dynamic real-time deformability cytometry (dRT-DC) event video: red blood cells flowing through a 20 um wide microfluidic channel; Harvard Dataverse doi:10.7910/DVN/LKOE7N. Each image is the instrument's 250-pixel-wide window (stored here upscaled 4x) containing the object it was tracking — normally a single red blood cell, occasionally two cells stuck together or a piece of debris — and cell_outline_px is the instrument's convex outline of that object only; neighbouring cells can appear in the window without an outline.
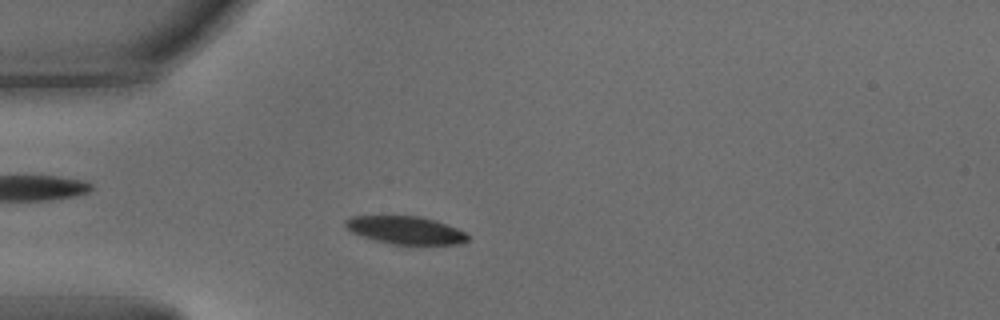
{"species": "common noctule bat (a hibernating species)", "species_latin": "Nyctalus noctula", "temperature_condition": "warm", "stored_images_in_passage": 28, "camera_frame_rate_fps": 3000, "um_per_image_px": 0.085, "animal": {"sex": "male", "body_mass_g": 15.6}, "frame": {"image": 1, "passage_image": 9, "time_ms": 2.667, "image_size_px": [1000, 320], "cell_outline_px": [[468, 240], [460, 244], [392, 244], [360, 236], [344, 228], [344, 220], [352, 216], [416, 216], [436, 220], [456, 228], [464, 232], [468, 236]], "centroid_in_image_um": [34.42, 19.56], "position_along_channel_um": 50.6, "area_um2": 19.77}}
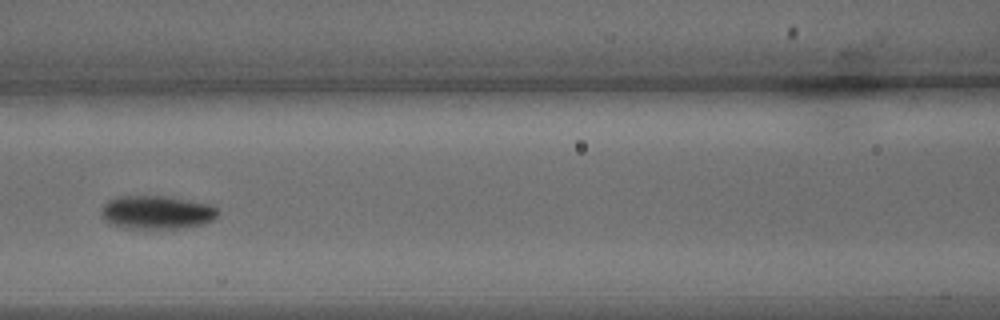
{"frame": {"image": 2, "passage_image": 18, "time_ms": 5.667, "image_size_px": [1000, 320], "cell_outline_px": [[220, 212], [212, 220], [204, 224], [184, 228], [124, 228], [108, 224], [100, 216], [100, 208], [108, 200], [120, 196], [164, 196], [212, 204]], "centroid_in_image_um": [13.29, 18.05], "position_along_channel_um": 153.3, "area_um2": 23.0}}
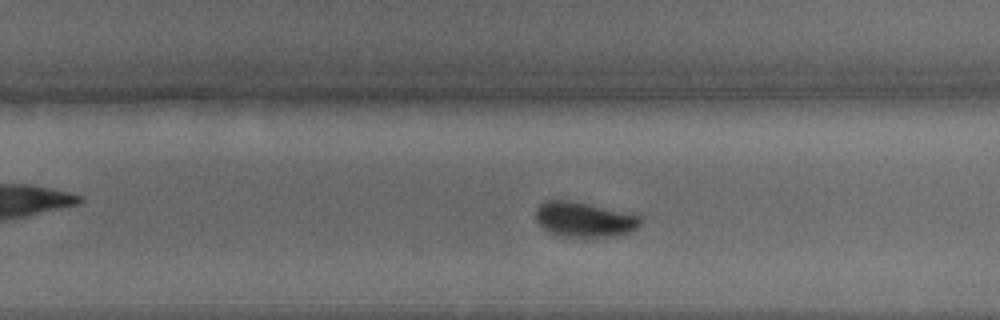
{"frame": {"image": 3, "passage_image": 28, "time_ms": 9.0, "image_size_px": [1000, 320], "cell_outline_px": [[640, 224], [632, 232], [616, 236], [588, 240], [564, 236], [552, 232], [544, 228], [536, 220], [536, 208], [544, 200], [572, 200], [592, 204], [640, 216]], "centroid_in_image_um": [49.67, 18.68], "position_along_channel_um": 280.1, "area_um2": 21.91}}